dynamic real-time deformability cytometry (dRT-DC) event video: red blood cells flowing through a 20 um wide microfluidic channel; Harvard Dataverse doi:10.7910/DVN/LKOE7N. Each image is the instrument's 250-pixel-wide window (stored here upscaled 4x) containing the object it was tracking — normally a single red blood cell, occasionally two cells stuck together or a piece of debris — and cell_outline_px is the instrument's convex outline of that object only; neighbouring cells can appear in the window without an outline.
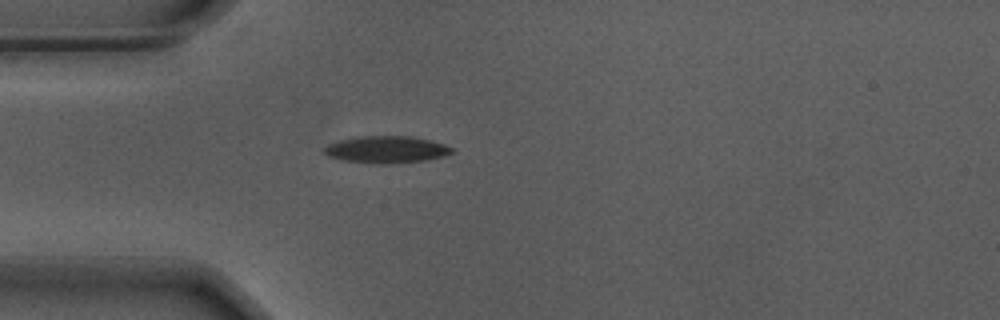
{"species": "Egyptian fruit bat (a non-hibernating species)", "species_latin": "Rousettus aegyptiacus", "temperature_condition": "warm", "stored_images_in_passage": 42, "camera_frame_rate_fps": 3000, "um_per_image_px": 0.085, "animal": {"sex": "male"}, "frame": {"image": 1, "passage_image": 1, "time_ms": 0.0, "image_size_px": [1000, 320], "cell_outline_px": [[456, 148], [452, 152], [444, 156], [428, 160], [340, 160], [328, 156], [324, 152], [324, 148], [328, 144], [340, 140], [360, 136], [412, 136], [444, 144]], "centroid_in_image_um": [32.88, 12.64], "position_along_channel_um": 52.1, "area_um2": 18.79}}
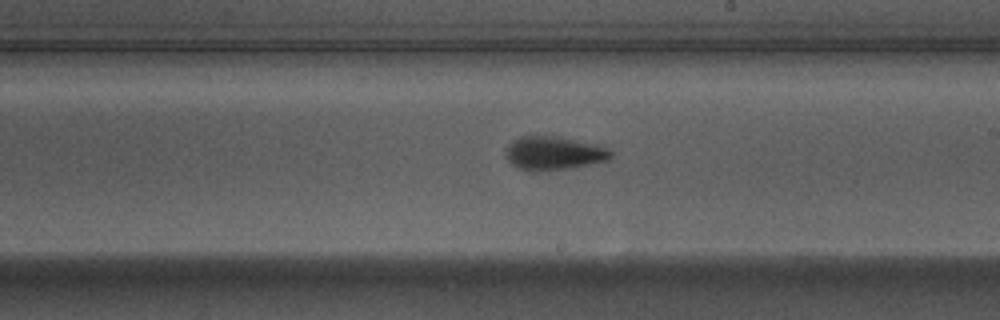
{"frame": {"image": 2, "passage_image": 17, "time_ms": 5.333, "image_size_px": [1000, 320], "cell_outline_px": [[612, 156], [608, 160], [572, 168], [536, 172], [520, 168], [512, 164], [504, 156], [508, 144], [512, 140], [520, 136], [560, 136], [604, 148], [612, 152]], "centroid_in_image_um": [47.0, 13.03], "position_along_channel_um": 242.0, "area_um2": 20.4}}
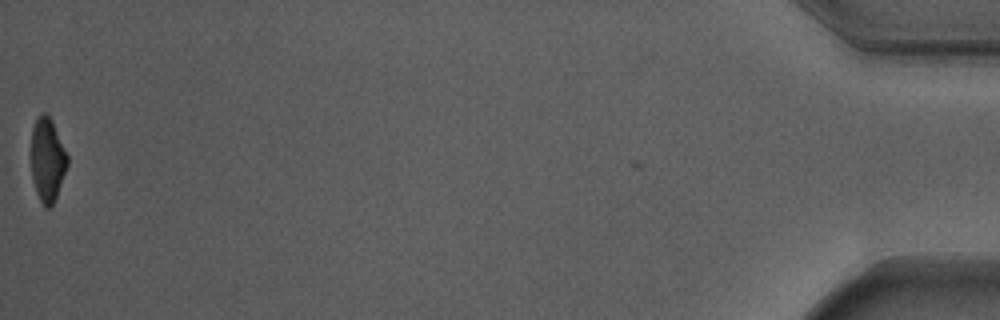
{"frame": {"image": 3, "passage_image": 41, "time_ms": 13.333, "image_size_px": [1000, 320], "cell_outline_px": [[68, 164], [56, 196], [52, 204], [48, 208], [40, 200], [36, 192], [32, 180], [32, 128], [36, 120], [44, 112], [52, 120], [68, 156]], "centroid_in_image_um": [4.03, 13.57], "position_along_channel_um": 431.2, "area_um2": 17.22}, "authors_computed_cell_mechanics": {"area_um2": 19.363, "velocity_mm_per_s": 3.7023, "shape_relaxation_time_tau1_ms": 2.7162, "shape_relaxation_time_tau2_ms": 2.2233, "deformation_change_tau1": 0.1594, "deformation_change_tau2": 0.0883}}